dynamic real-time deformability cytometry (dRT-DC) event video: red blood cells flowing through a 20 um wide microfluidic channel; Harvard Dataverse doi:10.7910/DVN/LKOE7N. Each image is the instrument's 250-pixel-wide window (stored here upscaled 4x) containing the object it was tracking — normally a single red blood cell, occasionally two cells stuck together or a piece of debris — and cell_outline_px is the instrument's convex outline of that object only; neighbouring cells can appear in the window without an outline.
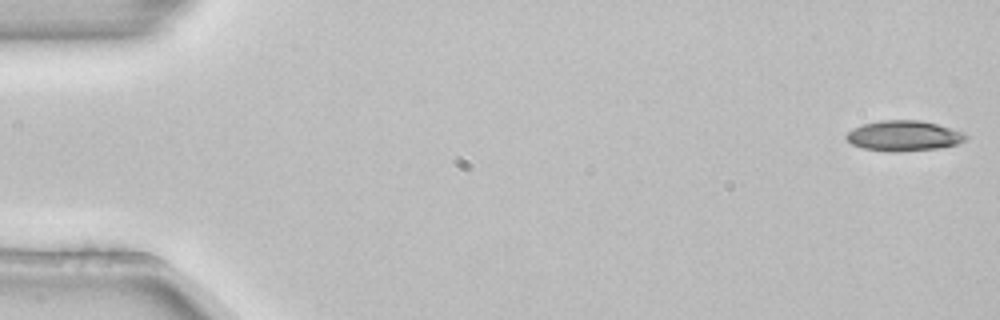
{"species": "common noctule bat (a hibernating species)", "species_latin": "Nyctalus noctula", "temperature_condition": "room temperature", "stored_images_in_passage": 4, "camera_frame_rate_fps": 3000, "um_per_image_px": 0.085, "animal": {"sex": "female", "body_mass_g": 22.7, "forearm_length_mm": 54.2}, "frame": {"image": 1, "passage_image": 1, "time_ms": 0.0, "image_size_px": [1000, 320], "cell_outline_px": [[968, 136], [964, 140], [956, 144], [936, 148], [896, 152], [888, 152], [864, 148], [852, 144], [844, 136], [852, 128], [864, 124], [880, 120], [920, 120], [936, 124], [964, 132]], "centroid_in_image_um": [76.79, 11.54], "position_along_channel_um": 8.2, "area_um2": 20.98}}
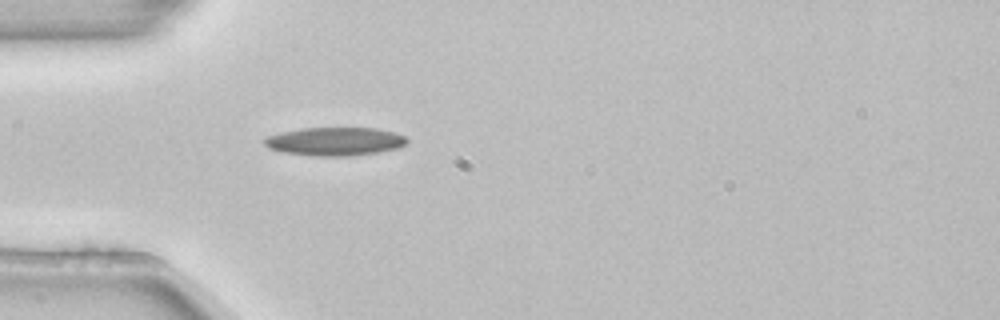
{"frame": {"image": 2, "passage_image": 4, "time_ms": 1.0, "image_size_px": [1000, 320], "cell_outline_px": [[408, 140], [404, 144], [396, 148], [376, 152], [352, 156], [312, 156], [284, 152], [268, 148], [264, 144], [264, 140], [268, 136], [284, 132], [304, 128], [376, 128], [396, 132], [404, 136]], "centroid_in_image_um": [28.47, 12.02], "position_along_channel_um": 56.5, "area_um2": 23.35}}